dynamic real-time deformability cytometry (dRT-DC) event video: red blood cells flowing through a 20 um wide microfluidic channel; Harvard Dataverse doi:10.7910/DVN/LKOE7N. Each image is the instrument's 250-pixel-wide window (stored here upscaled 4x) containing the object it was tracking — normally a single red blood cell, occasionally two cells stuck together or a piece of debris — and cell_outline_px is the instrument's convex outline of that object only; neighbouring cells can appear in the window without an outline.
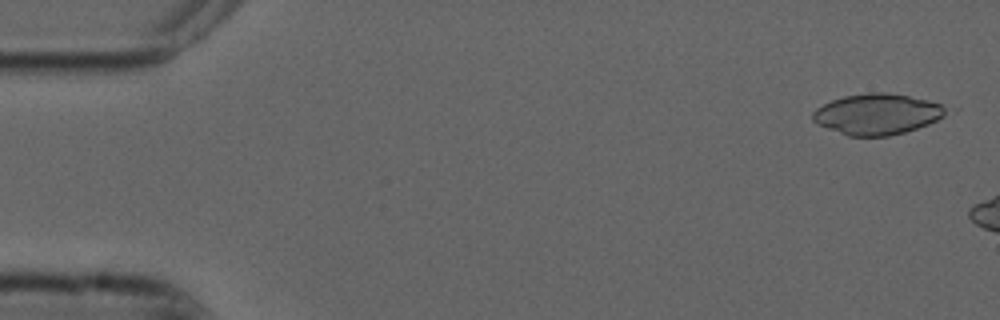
{"species": "common noctule bat (a hibernating species)", "species_latin": "Nyctalus noctula", "temperature_condition": "cold", "stored_images_in_passage": 8, "camera_frame_rate_fps": 3000, "um_per_image_px": 0.085, "animal": {"sex": "male", "forearm_length_mm": 52.5}, "frame": {"image": 1, "passage_image": 2, "time_ms": 0.333, "image_size_px": [1000, 320], "cell_outline_px": [[948, 108], [944, 116], [928, 124], [904, 132], [888, 136], [848, 136], [828, 128], [812, 120], [812, 112], [816, 108], [832, 100], [844, 96], [868, 92], [884, 92], [908, 96], [940, 104]], "centroid_in_image_um": [74.54, 9.7], "position_along_channel_um": 10.5, "area_um2": 31.33}}